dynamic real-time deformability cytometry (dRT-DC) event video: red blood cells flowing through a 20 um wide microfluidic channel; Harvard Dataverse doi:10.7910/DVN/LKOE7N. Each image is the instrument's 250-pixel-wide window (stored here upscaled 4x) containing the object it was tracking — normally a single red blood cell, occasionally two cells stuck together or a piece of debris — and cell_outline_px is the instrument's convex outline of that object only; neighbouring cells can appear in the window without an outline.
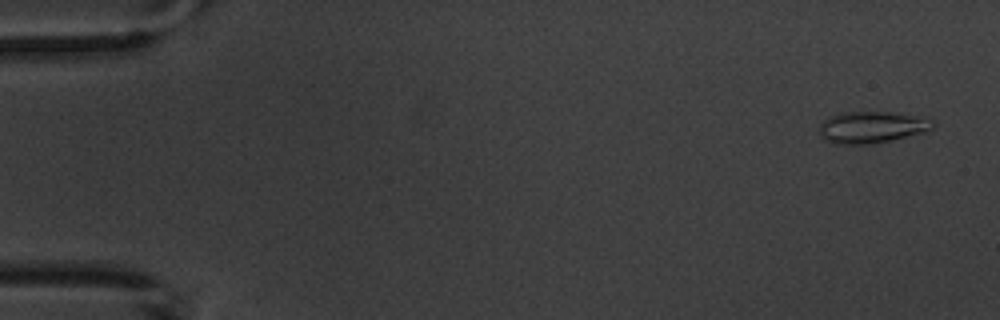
{"species": "common noctule bat (a hibernating species)", "species_latin": "Nyctalus noctula", "temperature_condition": "warm", "stored_images_in_passage": 8, "camera_frame_rate_fps": 3000, "um_per_image_px": 0.085, "animal": {"sex": "male", "body_mass_g": 20.1, "forearm_length_mm": 53.5}, "frame": {"image": 1, "passage_image": 1, "time_ms": 0.0, "image_size_px": [1000, 320], "cell_outline_px": [[936, 124], [932, 128], [924, 132], [892, 140], [872, 144], [832, 144], [824, 140], [820, 136], [820, 124], [828, 116], [840, 112], [888, 112], [928, 116]], "centroid_in_image_um": [74.11, 10.81], "position_along_channel_um": 10.9, "area_um2": 21.39}}
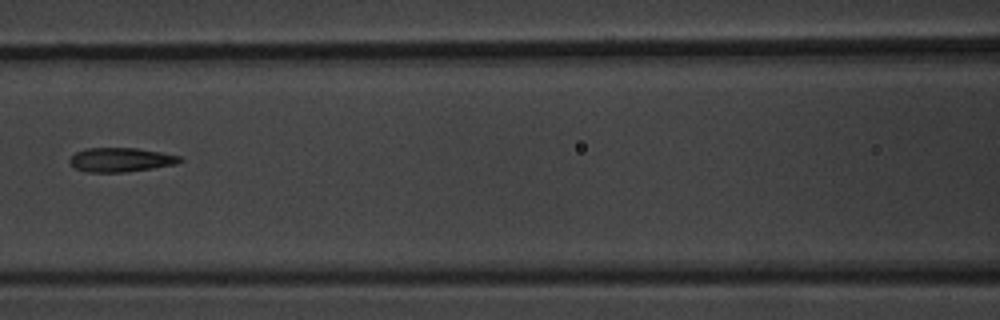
{"frame": {"image": 2, "passage_image": 5, "time_ms": 7.667, "image_size_px": [1000, 320], "cell_outline_px": [[184, 160], [176, 164], [152, 168], [124, 172], [88, 172], [76, 168], [68, 160], [76, 152], [84, 148], [136, 148], [160, 152], [180, 156]], "centroid_in_image_um": [10.27, 13.57], "position_along_channel_um": 156.3, "area_um2": 15.37}}
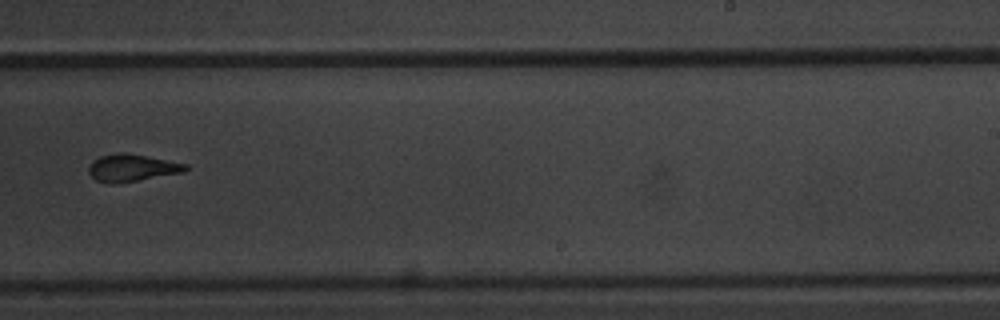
{"frame": {"image": 3, "passage_image": 8, "time_ms": 11.0, "image_size_px": [1000, 320], "cell_outline_px": [[188, 168], [184, 172], [112, 184], [108, 184], [96, 180], [88, 172], [88, 168], [92, 160], [100, 156], [120, 152], [124, 152], [188, 164]], "centroid_in_image_um": [11.18, 14.26], "position_along_channel_um": 277.8, "area_um2": 15.2}}